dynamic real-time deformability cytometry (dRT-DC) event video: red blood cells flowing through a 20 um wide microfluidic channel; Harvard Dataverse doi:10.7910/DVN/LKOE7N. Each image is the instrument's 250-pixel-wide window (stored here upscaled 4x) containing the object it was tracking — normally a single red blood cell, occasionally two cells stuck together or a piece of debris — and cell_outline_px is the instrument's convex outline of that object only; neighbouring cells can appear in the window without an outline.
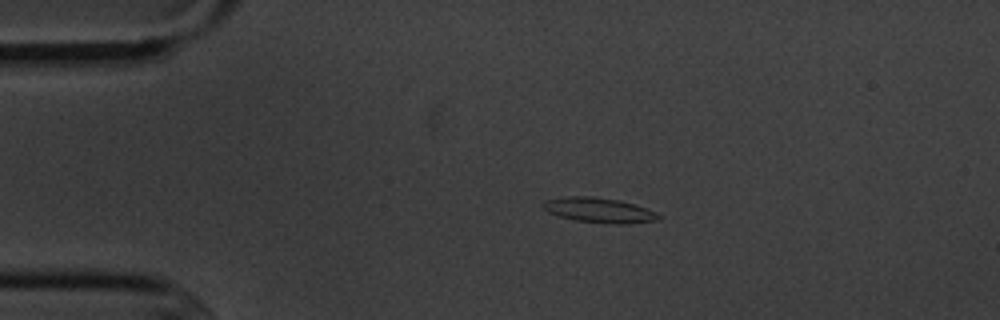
{"species": "common noctule bat (a hibernating species)", "species_latin": "Nyctalus noctula", "temperature_condition": "cold", "stored_images_in_passage": 3, "camera_frame_rate_fps": 3000, "um_per_image_px": 0.085, "animal": {"sex": "male", "body_mass_g": 20.1, "forearm_length_mm": 53.5}, "frame": {"image": 1, "passage_image": 1, "time_ms": 0.0, "image_size_px": [1000, 320], "cell_outline_px": [[664, 216], [656, 220], [628, 224], [616, 224], [576, 220], [560, 216], [548, 212], [544, 208], [544, 200], [564, 196], [592, 196], [616, 200], [632, 204], [656, 212]], "centroid_in_image_um": [50.93, 17.86], "position_along_channel_um": 34.1, "area_um2": 16.53}}
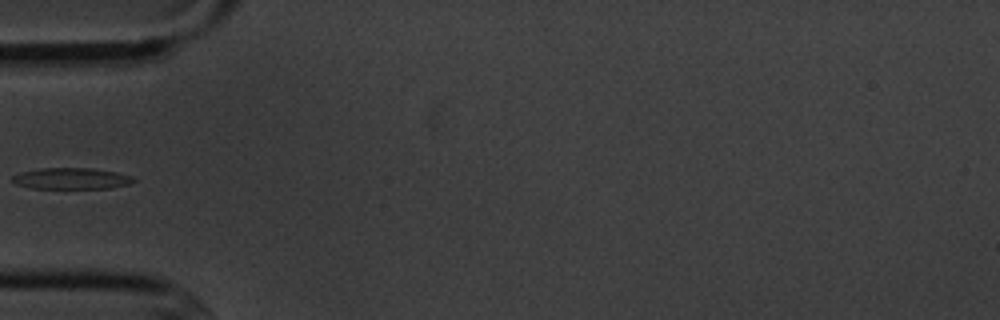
{"frame": {"image": 2, "passage_image": 3, "time_ms": 2.333, "image_size_px": [1000, 320], "cell_outline_px": [[136, 180], [128, 184], [112, 188], [32, 188], [16, 184], [12, 180], [12, 176], [20, 172], [40, 168], [92, 168], [116, 172], [132, 176]], "centroid_in_image_um": [6.07, 15.17], "position_along_channel_um": 78.9, "area_um2": 14.97}}